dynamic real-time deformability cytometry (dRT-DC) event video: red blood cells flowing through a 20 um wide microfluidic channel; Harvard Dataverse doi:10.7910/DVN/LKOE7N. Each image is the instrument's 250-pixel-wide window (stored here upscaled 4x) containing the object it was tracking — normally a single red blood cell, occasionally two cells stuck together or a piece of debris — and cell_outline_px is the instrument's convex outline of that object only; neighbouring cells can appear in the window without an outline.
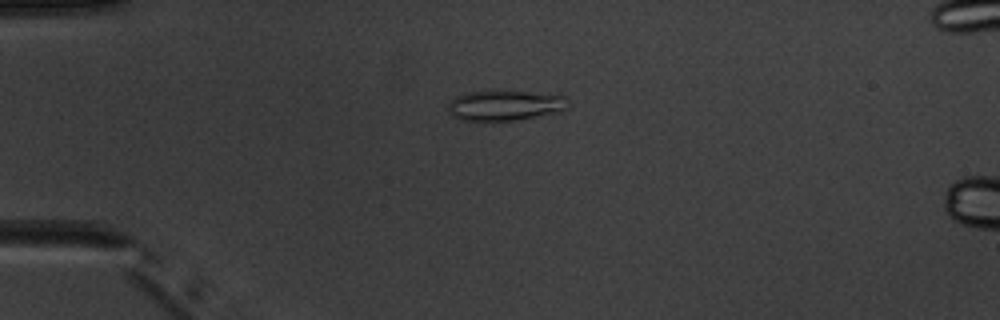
{"species": "common noctule bat (a hibernating species)", "species_latin": "Nyctalus noctula", "temperature_condition": "warm", "stored_images_in_passage": 5, "camera_frame_rate_fps": 3000, "um_per_image_px": 0.085, "animal": {"sex": "male", "body_mass_g": 20.1, "forearm_length_mm": 53.5}, "frame": {"image": 1, "passage_image": 4, "time_ms": 3.667, "image_size_px": [1000, 320], "cell_outline_px": [[564, 108], [560, 112], [516, 120], [460, 120], [452, 116], [448, 112], [448, 104], [456, 96], [468, 92], [496, 88], [564, 96]], "centroid_in_image_um": [42.82, 8.93], "position_along_channel_um": 42.2, "area_um2": 21.39}}